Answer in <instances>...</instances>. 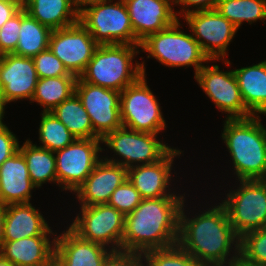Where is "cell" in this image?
<instances>
[{"instance_id": "cell-1", "label": "cell", "mask_w": 266, "mask_h": 266, "mask_svg": "<svg viewBox=\"0 0 266 266\" xmlns=\"http://www.w3.org/2000/svg\"><path fill=\"white\" fill-rule=\"evenodd\" d=\"M186 216L183 202L177 244L201 266H233L239 260L240 237L235 233L221 203L194 218ZM233 245L235 255L228 259Z\"/></svg>"}, {"instance_id": "cell-2", "label": "cell", "mask_w": 266, "mask_h": 266, "mask_svg": "<svg viewBox=\"0 0 266 266\" xmlns=\"http://www.w3.org/2000/svg\"><path fill=\"white\" fill-rule=\"evenodd\" d=\"M184 196L142 199L125 216L122 251L143 254L177 244L179 216Z\"/></svg>"}, {"instance_id": "cell-3", "label": "cell", "mask_w": 266, "mask_h": 266, "mask_svg": "<svg viewBox=\"0 0 266 266\" xmlns=\"http://www.w3.org/2000/svg\"><path fill=\"white\" fill-rule=\"evenodd\" d=\"M259 117L225 120L221 137L238 180H266V128Z\"/></svg>"}, {"instance_id": "cell-4", "label": "cell", "mask_w": 266, "mask_h": 266, "mask_svg": "<svg viewBox=\"0 0 266 266\" xmlns=\"http://www.w3.org/2000/svg\"><path fill=\"white\" fill-rule=\"evenodd\" d=\"M137 48L140 45H98L79 78L84 82L121 92L145 75V62H137L133 67L132 60L139 53Z\"/></svg>"}, {"instance_id": "cell-5", "label": "cell", "mask_w": 266, "mask_h": 266, "mask_svg": "<svg viewBox=\"0 0 266 266\" xmlns=\"http://www.w3.org/2000/svg\"><path fill=\"white\" fill-rule=\"evenodd\" d=\"M180 22L148 35L140 42L142 51L148 52L147 58L153 57L168 67L193 66L196 73L209 58L204 54L192 34L179 30Z\"/></svg>"}, {"instance_id": "cell-6", "label": "cell", "mask_w": 266, "mask_h": 266, "mask_svg": "<svg viewBox=\"0 0 266 266\" xmlns=\"http://www.w3.org/2000/svg\"><path fill=\"white\" fill-rule=\"evenodd\" d=\"M111 2L112 0H105L87 7L79 13L78 21L99 45H140L134 35L124 1L118 0L112 4Z\"/></svg>"}, {"instance_id": "cell-7", "label": "cell", "mask_w": 266, "mask_h": 266, "mask_svg": "<svg viewBox=\"0 0 266 266\" xmlns=\"http://www.w3.org/2000/svg\"><path fill=\"white\" fill-rule=\"evenodd\" d=\"M239 181L238 189L229 191L221 204L241 238L247 232L266 227V180Z\"/></svg>"}, {"instance_id": "cell-8", "label": "cell", "mask_w": 266, "mask_h": 266, "mask_svg": "<svg viewBox=\"0 0 266 266\" xmlns=\"http://www.w3.org/2000/svg\"><path fill=\"white\" fill-rule=\"evenodd\" d=\"M145 75L120 92L121 121L124 127L151 134L165 129L158 100L147 85Z\"/></svg>"}, {"instance_id": "cell-9", "label": "cell", "mask_w": 266, "mask_h": 266, "mask_svg": "<svg viewBox=\"0 0 266 266\" xmlns=\"http://www.w3.org/2000/svg\"><path fill=\"white\" fill-rule=\"evenodd\" d=\"M157 138V134L138 132L124 126L107 133L102 143L112 149L122 160L104 158V160L122 165L127 169L133 167V163L140 165L153 164L161 160L172 148L163 144Z\"/></svg>"}, {"instance_id": "cell-10", "label": "cell", "mask_w": 266, "mask_h": 266, "mask_svg": "<svg viewBox=\"0 0 266 266\" xmlns=\"http://www.w3.org/2000/svg\"><path fill=\"white\" fill-rule=\"evenodd\" d=\"M82 215L75 217L70 229L80 238L100 244H111L113 252L122 251L125 216L108 204L81 206Z\"/></svg>"}, {"instance_id": "cell-11", "label": "cell", "mask_w": 266, "mask_h": 266, "mask_svg": "<svg viewBox=\"0 0 266 266\" xmlns=\"http://www.w3.org/2000/svg\"><path fill=\"white\" fill-rule=\"evenodd\" d=\"M101 142V138H76L70 145L54 152L59 187L75 192L101 160L98 154L103 149Z\"/></svg>"}, {"instance_id": "cell-12", "label": "cell", "mask_w": 266, "mask_h": 266, "mask_svg": "<svg viewBox=\"0 0 266 266\" xmlns=\"http://www.w3.org/2000/svg\"><path fill=\"white\" fill-rule=\"evenodd\" d=\"M75 93L90 117L93 131L102 139L122 127L120 92L82 81L79 77Z\"/></svg>"}, {"instance_id": "cell-13", "label": "cell", "mask_w": 266, "mask_h": 266, "mask_svg": "<svg viewBox=\"0 0 266 266\" xmlns=\"http://www.w3.org/2000/svg\"><path fill=\"white\" fill-rule=\"evenodd\" d=\"M98 45L78 21L71 26L53 30L48 48L63 63L67 71L78 78L92 59Z\"/></svg>"}, {"instance_id": "cell-14", "label": "cell", "mask_w": 266, "mask_h": 266, "mask_svg": "<svg viewBox=\"0 0 266 266\" xmlns=\"http://www.w3.org/2000/svg\"><path fill=\"white\" fill-rule=\"evenodd\" d=\"M204 54L211 60H220L227 53V47L234 38L237 28L216 9L195 11L184 16Z\"/></svg>"}, {"instance_id": "cell-15", "label": "cell", "mask_w": 266, "mask_h": 266, "mask_svg": "<svg viewBox=\"0 0 266 266\" xmlns=\"http://www.w3.org/2000/svg\"><path fill=\"white\" fill-rule=\"evenodd\" d=\"M195 79L221 112L227 118H248L253 114L245 107L234 71H220L218 65L203 66Z\"/></svg>"}, {"instance_id": "cell-16", "label": "cell", "mask_w": 266, "mask_h": 266, "mask_svg": "<svg viewBox=\"0 0 266 266\" xmlns=\"http://www.w3.org/2000/svg\"><path fill=\"white\" fill-rule=\"evenodd\" d=\"M38 75L32 57L0 55V98L5 104L33 98Z\"/></svg>"}, {"instance_id": "cell-17", "label": "cell", "mask_w": 266, "mask_h": 266, "mask_svg": "<svg viewBox=\"0 0 266 266\" xmlns=\"http://www.w3.org/2000/svg\"><path fill=\"white\" fill-rule=\"evenodd\" d=\"M123 1L129 13L134 35L139 42L148 35L173 25L178 20L177 13L172 7L174 2L171 0Z\"/></svg>"}, {"instance_id": "cell-18", "label": "cell", "mask_w": 266, "mask_h": 266, "mask_svg": "<svg viewBox=\"0 0 266 266\" xmlns=\"http://www.w3.org/2000/svg\"><path fill=\"white\" fill-rule=\"evenodd\" d=\"M128 177L122 165L101 159L86 180L75 190L81 206L107 204L111 194Z\"/></svg>"}, {"instance_id": "cell-19", "label": "cell", "mask_w": 266, "mask_h": 266, "mask_svg": "<svg viewBox=\"0 0 266 266\" xmlns=\"http://www.w3.org/2000/svg\"><path fill=\"white\" fill-rule=\"evenodd\" d=\"M55 242L54 266H102L113 252L80 238L70 228L55 237Z\"/></svg>"}, {"instance_id": "cell-20", "label": "cell", "mask_w": 266, "mask_h": 266, "mask_svg": "<svg viewBox=\"0 0 266 266\" xmlns=\"http://www.w3.org/2000/svg\"><path fill=\"white\" fill-rule=\"evenodd\" d=\"M182 151L171 149L161 160L153 164L134 165L128 169V179L138 190L142 199L176 196L167 192L171 177L174 156L181 155Z\"/></svg>"}, {"instance_id": "cell-21", "label": "cell", "mask_w": 266, "mask_h": 266, "mask_svg": "<svg viewBox=\"0 0 266 266\" xmlns=\"http://www.w3.org/2000/svg\"><path fill=\"white\" fill-rule=\"evenodd\" d=\"M36 188L29 176L27 163L20 151L0 166V197L5 205L30 203Z\"/></svg>"}, {"instance_id": "cell-22", "label": "cell", "mask_w": 266, "mask_h": 266, "mask_svg": "<svg viewBox=\"0 0 266 266\" xmlns=\"http://www.w3.org/2000/svg\"><path fill=\"white\" fill-rule=\"evenodd\" d=\"M33 236L15 241H4L0 255L15 266H54L55 237ZM52 243V244H51Z\"/></svg>"}, {"instance_id": "cell-23", "label": "cell", "mask_w": 266, "mask_h": 266, "mask_svg": "<svg viewBox=\"0 0 266 266\" xmlns=\"http://www.w3.org/2000/svg\"><path fill=\"white\" fill-rule=\"evenodd\" d=\"M39 210L31 203L6 205L4 241H15L33 236H48L50 229Z\"/></svg>"}, {"instance_id": "cell-24", "label": "cell", "mask_w": 266, "mask_h": 266, "mask_svg": "<svg viewBox=\"0 0 266 266\" xmlns=\"http://www.w3.org/2000/svg\"><path fill=\"white\" fill-rule=\"evenodd\" d=\"M233 71L245 107L253 115H266V60Z\"/></svg>"}, {"instance_id": "cell-25", "label": "cell", "mask_w": 266, "mask_h": 266, "mask_svg": "<svg viewBox=\"0 0 266 266\" xmlns=\"http://www.w3.org/2000/svg\"><path fill=\"white\" fill-rule=\"evenodd\" d=\"M23 8L32 18L52 30L71 26L79 20L72 0H23Z\"/></svg>"}, {"instance_id": "cell-26", "label": "cell", "mask_w": 266, "mask_h": 266, "mask_svg": "<svg viewBox=\"0 0 266 266\" xmlns=\"http://www.w3.org/2000/svg\"><path fill=\"white\" fill-rule=\"evenodd\" d=\"M51 113L59 119L77 139L100 138L94 131L89 115L80 98L73 93L57 105Z\"/></svg>"}, {"instance_id": "cell-27", "label": "cell", "mask_w": 266, "mask_h": 266, "mask_svg": "<svg viewBox=\"0 0 266 266\" xmlns=\"http://www.w3.org/2000/svg\"><path fill=\"white\" fill-rule=\"evenodd\" d=\"M52 29L32 18L24 8L21 9V25L16 55L34 57L48 49Z\"/></svg>"}, {"instance_id": "cell-28", "label": "cell", "mask_w": 266, "mask_h": 266, "mask_svg": "<svg viewBox=\"0 0 266 266\" xmlns=\"http://www.w3.org/2000/svg\"><path fill=\"white\" fill-rule=\"evenodd\" d=\"M19 151L26 160L30 179L37 188L48 181L57 183L53 151L32 144L29 139L26 140L23 146H19Z\"/></svg>"}, {"instance_id": "cell-29", "label": "cell", "mask_w": 266, "mask_h": 266, "mask_svg": "<svg viewBox=\"0 0 266 266\" xmlns=\"http://www.w3.org/2000/svg\"><path fill=\"white\" fill-rule=\"evenodd\" d=\"M76 80V76L39 78L31 101L44 107L43 112H51L75 93Z\"/></svg>"}, {"instance_id": "cell-30", "label": "cell", "mask_w": 266, "mask_h": 266, "mask_svg": "<svg viewBox=\"0 0 266 266\" xmlns=\"http://www.w3.org/2000/svg\"><path fill=\"white\" fill-rule=\"evenodd\" d=\"M216 10L239 29L243 21L266 19V0H219Z\"/></svg>"}, {"instance_id": "cell-31", "label": "cell", "mask_w": 266, "mask_h": 266, "mask_svg": "<svg viewBox=\"0 0 266 266\" xmlns=\"http://www.w3.org/2000/svg\"><path fill=\"white\" fill-rule=\"evenodd\" d=\"M76 137L51 112H43L39 125V147L57 151L70 145Z\"/></svg>"}, {"instance_id": "cell-32", "label": "cell", "mask_w": 266, "mask_h": 266, "mask_svg": "<svg viewBox=\"0 0 266 266\" xmlns=\"http://www.w3.org/2000/svg\"><path fill=\"white\" fill-rule=\"evenodd\" d=\"M142 257L146 262L143 266H201L178 244L164 249L146 251Z\"/></svg>"}, {"instance_id": "cell-33", "label": "cell", "mask_w": 266, "mask_h": 266, "mask_svg": "<svg viewBox=\"0 0 266 266\" xmlns=\"http://www.w3.org/2000/svg\"><path fill=\"white\" fill-rule=\"evenodd\" d=\"M240 259L253 266H266V227L240 238Z\"/></svg>"}, {"instance_id": "cell-34", "label": "cell", "mask_w": 266, "mask_h": 266, "mask_svg": "<svg viewBox=\"0 0 266 266\" xmlns=\"http://www.w3.org/2000/svg\"><path fill=\"white\" fill-rule=\"evenodd\" d=\"M142 201L138 190L127 178L115 191L111 194L108 205L116 208L124 216L131 213Z\"/></svg>"}, {"instance_id": "cell-35", "label": "cell", "mask_w": 266, "mask_h": 266, "mask_svg": "<svg viewBox=\"0 0 266 266\" xmlns=\"http://www.w3.org/2000/svg\"><path fill=\"white\" fill-rule=\"evenodd\" d=\"M38 78L75 76L70 74L63 63L48 48L33 57Z\"/></svg>"}, {"instance_id": "cell-36", "label": "cell", "mask_w": 266, "mask_h": 266, "mask_svg": "<svg viewBox=\"0 0 266 266\" xmlns=\"http://www.w3.org/2000/svg\"><path fill=\"white\" fill-rule=\"evenodd\" d=\"M21 25V10L0 28V55L16 50Z\"/></svg>"}, {"instance_id": "cell-37", "label": "cell", "mask_w": 266, "mask_h": 266, "mask_svg": "<svg viewBox=\"0 0 266 266\" xmlns=\"http://www.w3.org/2000/svg\"><path fill=\"white\" fill-rule=\"evenodd\" d=\"M19 146L16 135L6 125L0 128V166L6 159L19 151Z\"/></svg>"}, {"instance_id": "cell-38", "label": "cell", "mask_w": 266, "mask_h": 266, "mask_svg": "<svg viewBox=\"0 0 266 266\" xmlns=\"http://www.w3.org/2000/svg\"><path fill=\"white\" fill-rule=\"evenodd\" d=\"M142 254L137 252H112L102 266H143Z\"/></svg>"}, {"instance_id": "cell-39", "label": "cell", "mask_w": 266, "mask_h": 266, "mask_svg": "<svg viewBox=\"0 0 266 266\" xmlns=\"http://www.w3.org/2000/svg\"><path fill=\"white\" fill-rule=\"evenodd\" d=\"M219 3V0H176L174 2V4H181L183 5L185 8L183 9L182 8V14L183 16H186L187 14H190L192 12H195V11H207V10H215L217 5ZM194 7L195 6V9L197 10H190L188 9L187 7Z\"/></svg>"}, {"instance_id": "cell-40", "label": "cell", "mask_w": 266, "mask_h": 266, "mask_svg": "<svg viewBox=\"0 0 266 266\" xmlns=\"http://www.w3.org/2000/svg\"><path fill=\"white\" fill-rule=\"evenodd\" d=\"M23 8V0H0V28Z\"/></svg>"}, {"instance_id": "cell-41", "label": "cell", "mask_w": 266, "mask_h": 266, "mask_svg": "<svg viewBox=\"0 0 266 266\" xmlns=\"http://www.w3.org/2000/svg\"><path fill=\"white\" fill-rule=\"evenodd\" d=\"M105 0H72L73 5L78 13L82 12L84 9L92 5H96ZM84 6V7H83Z\"/></svg>"}, {"instance_id": "cell-42", "label": "cell", "mask_w": 266, "mask_h": 266, "mask_svg": "<svg viewBox=\"0 0 266 266\" xmlns=\"http://www.w3.org/2000/svg\"><path fill=\"white\" fill-rule=\"evenodd\" d=\"M6 205H0V248L4 243V222H5Z\"/></svg>"}, {"instance_id": "cell-43", "label": "cell", "mask_w": 266, "mask_h": 266, "mask_svg": "<svg viewBox=\"0 0 266 266\" xmlns=\"http://www.w3.org/2000/svg\"><path fill=\"white\" fill-rule=\"evenodd\" d=\"M5 103L3 102V100L0 98V128H2L4 125H6V124H4L3 122H2V120H3V118H4V109H5Z\"/></svg>"}, {"instance_id": "cell-44", "label": "cell", "mask_w": 266, "mask_h": 266, "mask_svg": "<svg viewBox=\"0 0 266 266\" xmlns=\"http://www.w3.org/2000/svg\"><path fill=\"white\" fill-rule=\"evenodd\" d=\"M0 266H15L11 261L3 258L1 255H0Z\"/></svg>"}, {"instance_id": "cell-45", "label": "cell", "mask_w": 266, "mask_h": 266, "mask_svg": "<svg viewBox=\"0 0 266 266\" xmlns=\"http://www.w3.org/2000/svg\"><path fill=\"white\" fill-rule=\"evenodd\" d=\"M233 266H253V265L247 264V263L243 262V261L239 258V260H238Z\"/></svg>"}, {"instance_id": "cell-46", "label": "cell", "mask_w": 266, "mask_h": 266, "mask_svg": "<svg viewBox=\"0 0 266 266\" xmlns=\"http://www.w3.org/2000/svg\"><path fill=\"white\" fill-rule=\"evenodd\" d=\"M0 205H5V204L2 202L1 197H0Z\"/></svg>"}]
</instances>
